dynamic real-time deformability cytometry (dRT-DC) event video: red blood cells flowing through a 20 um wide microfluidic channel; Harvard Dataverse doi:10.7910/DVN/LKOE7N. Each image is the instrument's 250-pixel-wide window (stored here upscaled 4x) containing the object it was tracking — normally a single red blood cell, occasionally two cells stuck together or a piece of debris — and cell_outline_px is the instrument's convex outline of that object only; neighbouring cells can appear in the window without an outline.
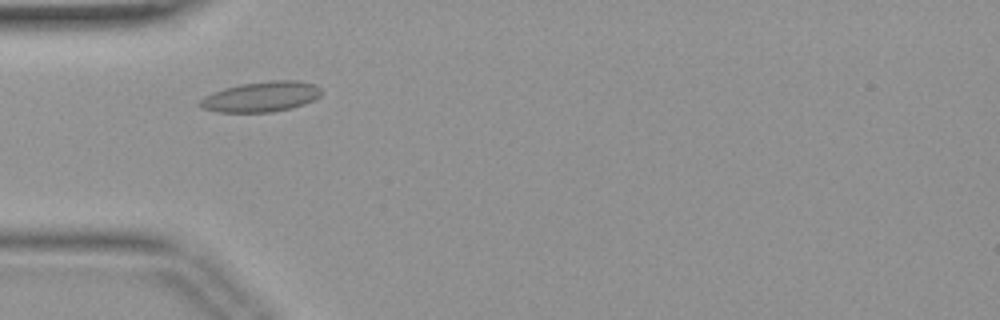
{"species": "common noctule bat (a hibernating species)", "species_latin": "Nyctalus noctula", "temperature_condition": "warm", "stored_images_in_passage": 1, "camera_frame_rate_fps": 3000, "um_per_image_px": 0.085, "animal": {"sex": "female", "body_mass_g": 19.9}, "frame": {"image": 1, "passage_image": 1, "time_ms": 0.0, "image_size_px": [1000, 320], "cell_outline_px": [[324, 92], [320, 96], [304, 104], [292, 108], [272, 112], [216, 112], [200, 108], [196, 104], [204, 96], [212, 92], [224, 88], [240, 84], [272, 80], [296, 80], [316, 84]], "centroid_in_image_um": [22.18, 8.22], "position_along_channel_um": 62.8, "area_um2": 21.73}}